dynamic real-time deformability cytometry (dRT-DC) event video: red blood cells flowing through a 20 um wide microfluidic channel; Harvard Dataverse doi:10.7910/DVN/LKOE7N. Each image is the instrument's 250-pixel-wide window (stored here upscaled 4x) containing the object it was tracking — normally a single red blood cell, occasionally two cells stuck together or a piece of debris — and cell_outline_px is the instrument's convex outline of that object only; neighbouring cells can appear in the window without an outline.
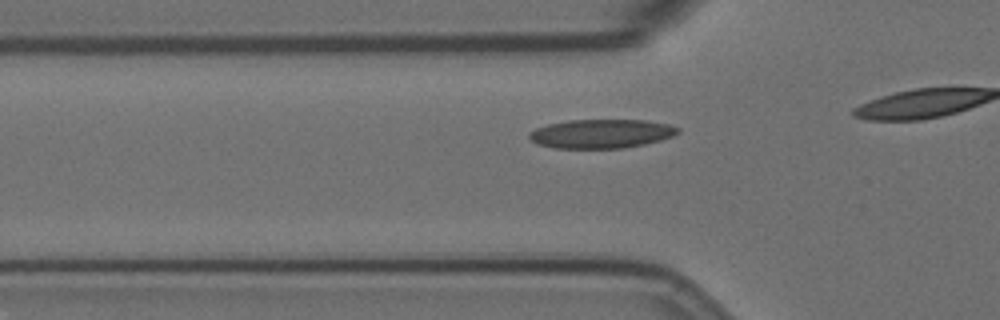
{"species": "Egyptian fruit bat (a non-hibernating species)", "species_latin": "Rousettus aegyptiacus", "temperature_condition": "room temperature", "stored_images_in_passage": 16, "camera_frame_rate_fps": 3000, "um_per_image_px": 0.085, "animal": {"sex": "female"}, "frame": {"image": 1, "passage_image": 11, "time_ms": 3.333, "image_size_px": [1000, 320], "cell_outline_px": [[680, 132], [672, 136], [660, 140], [644, 144], [624, 148], [552, 148], [536, 144], [528, 136], [528, 132], [536, 128], [548, 124], [568, 120], [644, 120], [668, 124], [680, 128]], "centroid_in_image_um": [51.08, 11.36], "position_along_channel_um": 74.7, "area_um2": 25.14}}
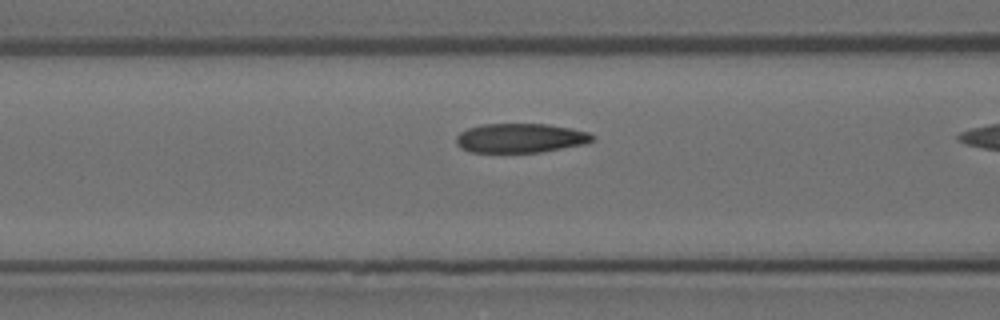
{"frame": {"image": 2, "passage_image": 15, "time_ms": 4.667, "image_size_px": [1000, 320], "cell_outline_px": [[592, 140], [584, 144], [540, 152], [468, 152], [460, 148], [456, 144], [456, 136], [460, 132], [468, 128], [480, 124], [548, 124], [572, 128], [588, 132], [592, 136]], "centroid_in_image_um": [44.18, 11.73], "position_along_channel_um": 122.4, "area_um2": 23.24}}